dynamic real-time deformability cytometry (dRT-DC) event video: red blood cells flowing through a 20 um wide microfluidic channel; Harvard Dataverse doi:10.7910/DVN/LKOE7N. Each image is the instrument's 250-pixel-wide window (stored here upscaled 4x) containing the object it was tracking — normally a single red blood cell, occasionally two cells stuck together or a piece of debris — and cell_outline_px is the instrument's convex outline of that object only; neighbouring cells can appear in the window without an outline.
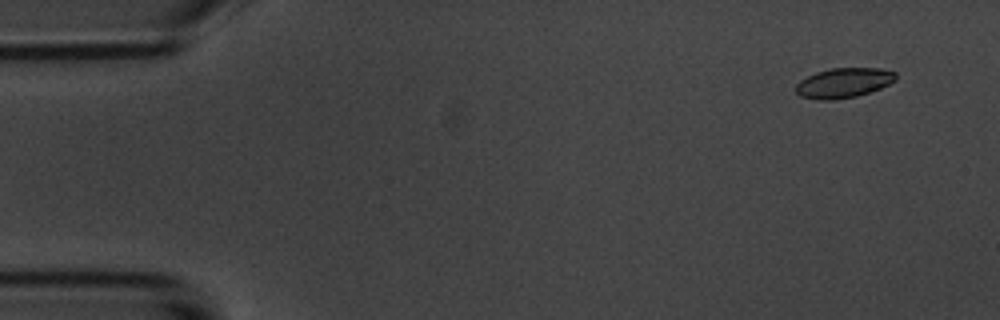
{"species": "common noctule bat (a hibernating species)", "species_latin": "Nyctalus noctula", "temperature_condition": "room temperature", "stored_images_in_passage": 4, "camera_frame_rate_fps": 3000, "um_per_image_px": 0.085, "animal": {"sex": "male", "body_mass_g": 20.1, "forearm_length_mm": 53.5}, "frame": {"image": 1, "passage_image": 1, "time_ms": 0.0, "image_size_px": [1000, 320], "cell_outline_px": [[896, 80], [880, 88], [856, 96], [832, 100], [820, 100], [800, 96], [796, 92], [796, 84], [800, 80], [816, 72], [832, 68], [880, 68], [896, 72]], "centroid_in_image_um": [71.7, 7.04], "position_along_channel_um": 13.3, "area_um2": 17.28}}